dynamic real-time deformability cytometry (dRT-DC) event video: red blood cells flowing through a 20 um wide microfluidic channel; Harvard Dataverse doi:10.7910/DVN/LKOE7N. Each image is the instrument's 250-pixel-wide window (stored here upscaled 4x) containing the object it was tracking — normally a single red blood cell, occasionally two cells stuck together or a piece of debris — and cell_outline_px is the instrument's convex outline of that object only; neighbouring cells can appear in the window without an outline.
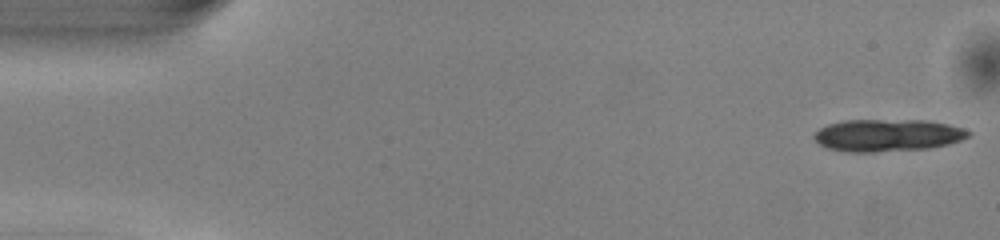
{"species": "common noctule bat (a hibernating species)", "species_latin": "Nyctalus noctula", "temperature_condition": "warm", "stored_images_in_passage": 12, "camera_frame_rate_fps": 3000, "um_per_image_px": 0.085, "animal": {"sex": "male", "body_mass_g": 13.0, "forearm_length_mm": 53.1}, "frame": {"image": 1, "passage_image": 1, "time_ms": 0.0, "image_size_px": [1000, 240], "cell_outline_px": [[972, 132], [968, 136], [960, 140], [948, 144], [928, 148], [876, 152], [848, 152], [828, 148], [820, 144], [812, 136], [820, 128], [828, 124], [844, 120], [924, 120], [948, 124], [964, 128]], "centroid_in_image_um": [75.44, 11.49], "position_along_channel_um": 9.6, "area_um2": 28.96}}